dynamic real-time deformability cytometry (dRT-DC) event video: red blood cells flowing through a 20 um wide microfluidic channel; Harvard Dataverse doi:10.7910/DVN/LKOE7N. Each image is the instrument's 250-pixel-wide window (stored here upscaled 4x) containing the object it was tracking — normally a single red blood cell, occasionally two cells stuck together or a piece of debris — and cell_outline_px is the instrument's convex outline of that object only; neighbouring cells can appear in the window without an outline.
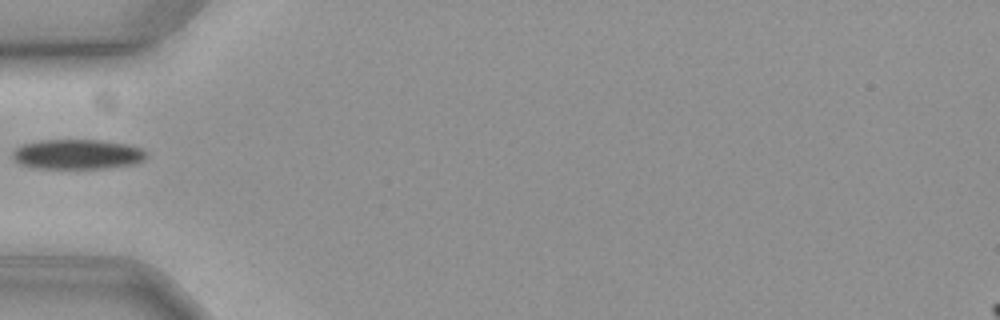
{"species": "common noctule bat (a hibernating species)", "species_latin": "Nyctalus noctula", "temperature_condition": "cold", "stored_images_in_passage": 39, "camera_frame_rate_fps": 3000, "um_per_image_px": 0.085, "animal": {"sex": "female", "body_mass_g": 19.3, "forearm_length_mm": 54.1}, "frame": {"image": 1, "passage_image": 1, "time_ms": 0.0, "image_size_px": [1000, 320], "cell_outline_px": [[148, 156], [144, 160], [132, 164], [104, 168], [32, 168], [20, 164], [12, 160], [12, 152], [16, 148], [24, 144], [40, 140], [100, 140], [128, 144], [140, 148], [148, 152]], "centroid_in_image_um": [6.57, 13.11], "position_along_channel_um": 78.4, "area_um2": 23.41}}
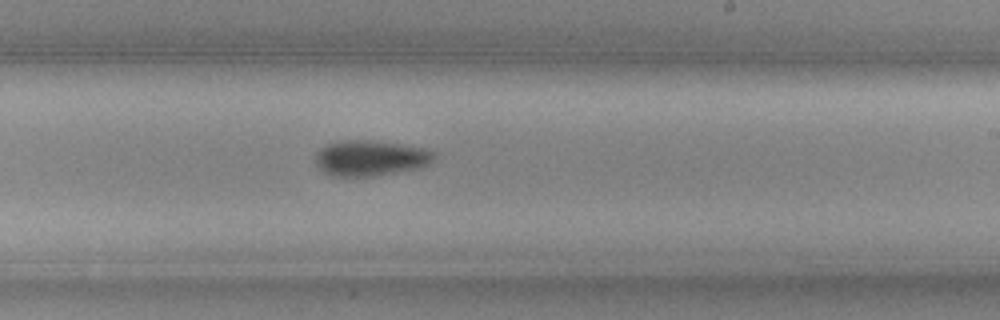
{"frame": {"image": 2, "passage_image": 16, "time_ms": 5.0, "image_size_px": [1000, 320], "cell_outline_px": [[436, 156], [424, 168], [376, 176], [332, 176], [324, 172], [316, 164], [316, 152], [324, 144], [348, 140], [372, 140], [404, 144], [428, 148], [436, 152]], "centroid_in_image_um": [31.55, 13.43], "position_along_channel_um": 257.4, "area_um2": 25.14}}
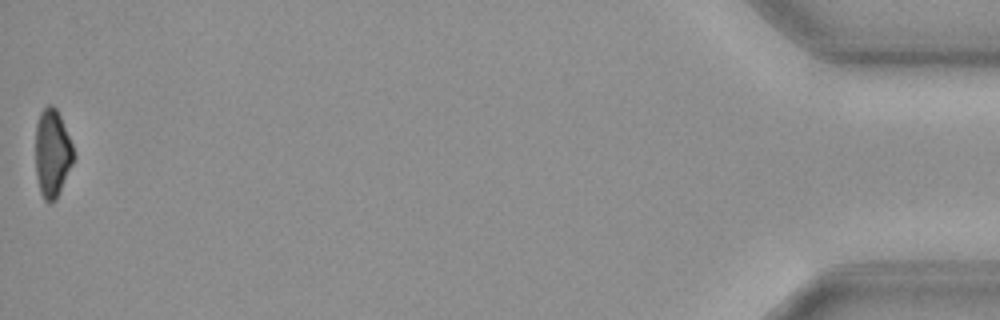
{"frame": {"image": 3, "passage_image": 39, "time_ms": 12.667, "image_size_px": [1000, 320], "cell_outline_px": [[76, 156], [56, 200], [48, 204], [44, 200], [40, 192], [36, 172], [36, 124], [40, 112], [48, 104], [52, 104], [56, 108], [60, 116], [72, 144]], "centroid_in_image_um": [4.45, 13.03], "position_along_channel_um": 430.7, "area_um2": 19.59}}